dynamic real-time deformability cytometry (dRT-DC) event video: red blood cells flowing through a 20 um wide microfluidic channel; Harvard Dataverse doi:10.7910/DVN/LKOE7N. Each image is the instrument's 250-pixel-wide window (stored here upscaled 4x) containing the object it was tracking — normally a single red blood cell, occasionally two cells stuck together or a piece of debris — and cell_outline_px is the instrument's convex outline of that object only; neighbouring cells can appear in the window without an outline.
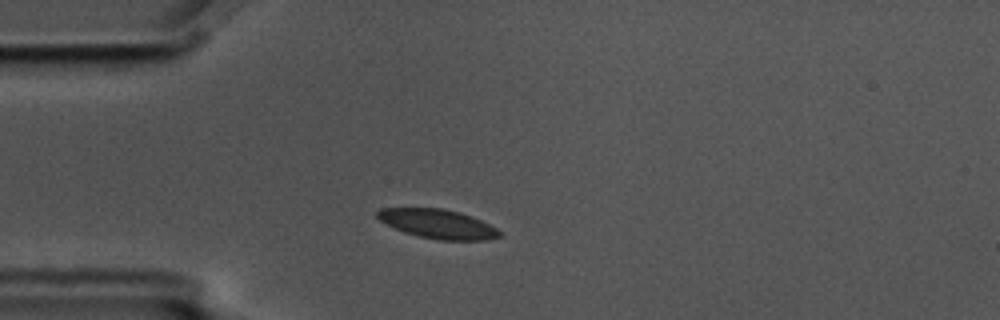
{"species": "common noctule bat (a hibernating species)", "species_latin": "Nyctalus noctula", "temperature_condition": "cold", "stored_images_in_passage": 1, "camera_frame_rate_fps": 3000, "um_per_image_px": 0.085, "animal": {"sex": "male", "body_mass_g": 17.5, "forearm_length_mm": 52.3}, "frame": {"image": 1, "passage_image": 1, "time_ms": 0.0, "image_size_px": [1000, 320], "cell_outline_px": [[500, 236], [488, 240], [436, 240], [404, 232], [380, 220], [376, 216], [376, 212], [380, 208], [444, 208], [460, 212], [472, 216], [496, 228], [500, 232]], "centroid_in_image_um": [37.21, 19.02], "position_along_channel_um": 47.8, "area_um2": 20.63}}